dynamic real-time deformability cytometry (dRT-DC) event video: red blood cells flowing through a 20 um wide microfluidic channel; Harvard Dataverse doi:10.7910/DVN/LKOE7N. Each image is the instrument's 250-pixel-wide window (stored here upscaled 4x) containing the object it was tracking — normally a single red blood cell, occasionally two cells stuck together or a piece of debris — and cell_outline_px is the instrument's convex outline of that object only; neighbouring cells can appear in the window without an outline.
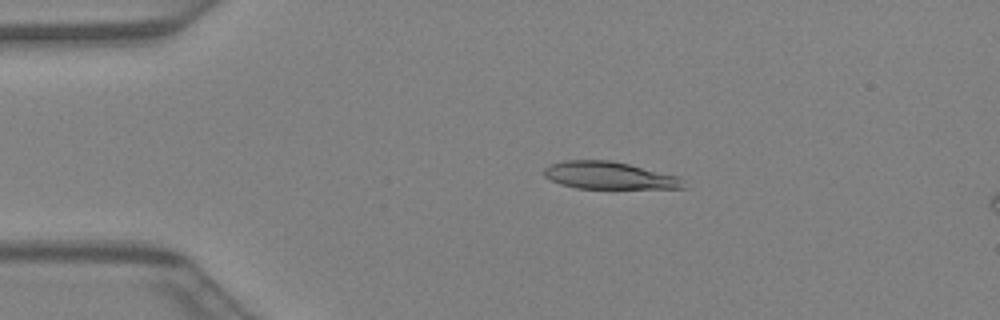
{"species": "Egyptian fruit bat (a non-hibernating species)", "species_latin": "Rousettus aegyptiacus", "temperature_condition": "warm", "stored_images_in_passage": 13, "camera_frame_rate_fps": 3000, "um_per_image_px": 0.085, "animal": {"sex": "female"}, "frame": {"image": 1, "passage_image": 8, "time_ms": 2.333, "image_size_px": [1000, 320], "cell_outline_px": [[688, 188], [576, 188], [560, 184], [544, 176], [544, 168], [548, 164], [564, 160], [612, 160], [680, 176], [684, 180]], "centroid_in_image_um": [51.8, 14.91], "position_along_channel_um": 33.2, "area_um2": 22.43}}